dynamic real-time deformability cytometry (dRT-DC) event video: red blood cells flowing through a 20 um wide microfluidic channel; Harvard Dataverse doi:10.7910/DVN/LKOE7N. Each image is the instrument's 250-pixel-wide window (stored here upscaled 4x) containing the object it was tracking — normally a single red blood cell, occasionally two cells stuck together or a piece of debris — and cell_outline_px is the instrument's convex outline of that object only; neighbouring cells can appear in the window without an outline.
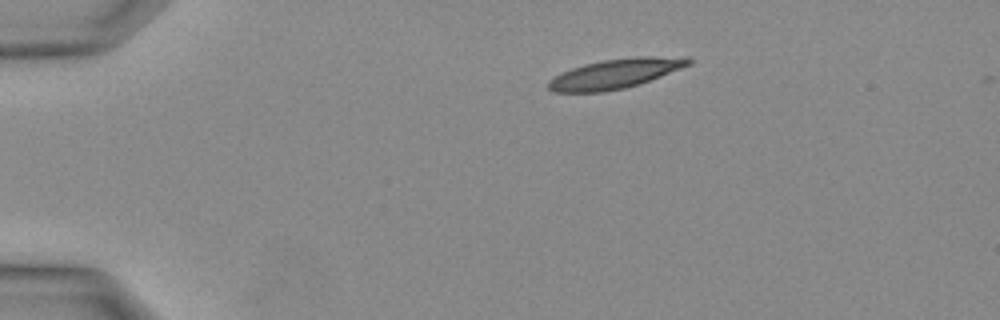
{"species": "Egyptian fruit bat (a non-hibernating species)", "species_latin": "Rousettus aegyptiacus", "temperature_condition": "warm", "stored_images_in_passage": 3, "camera_frame_rate_fps": 3000, "um_per_image_px": 0.085, "animal": {"sex": "female"}, "frame": {"image": 1, "passage_image": 1, "time_ms": 0.0, "image_size_px": [1000, 320], "cell_outline_px": [[692, 64], [640, 84], [624, 88], [600, 92], [552, 92], [548, 88], [548, 80], [572, 68], [584, 64], [604, 60], [636, 56], [688, 56], [692, 60]], "centroid_in_image_um": [52.36, 6.25], "position_along_channel_um": 32.6, "area_um2": 24.22}}